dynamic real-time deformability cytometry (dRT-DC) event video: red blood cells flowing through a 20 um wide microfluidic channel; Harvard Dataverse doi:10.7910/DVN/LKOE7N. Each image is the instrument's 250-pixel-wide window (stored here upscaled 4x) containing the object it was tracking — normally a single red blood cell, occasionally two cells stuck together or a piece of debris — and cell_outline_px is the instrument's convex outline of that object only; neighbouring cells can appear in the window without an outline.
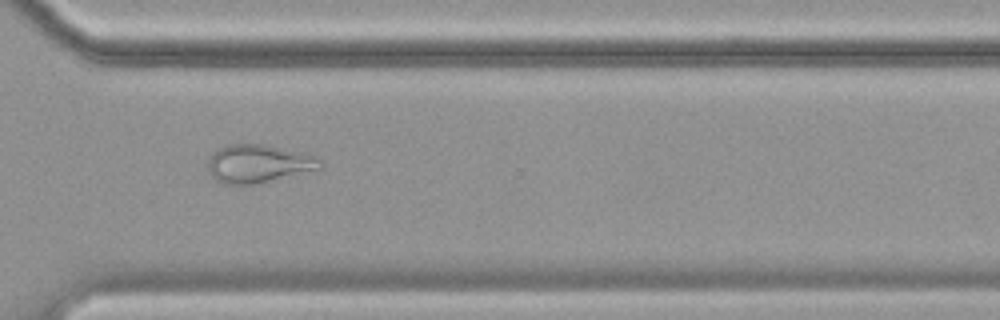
{"species": "common noctule bat (a hibernating species)", "species_latin": "Nyctalus noctula", "temperature_condition": "cold", "stored_images_in_passage": 55, "camera_frame_rate_fps": 3000, "um_per_image_px": 0.085, "animal": {"sex": "female", "body_mass_g": 19.9}, "frame": {"image": 1, "passage_image": 40, "time_ms": 13.0, "image_size_px": [1000, 320], "cell_outline_px": [[324, 168], [252, 184], [220, 184], [208, 172], [208, 156], [216, 148], [228, 144], [264, 144], [308, 152], [324, 160]], "centroid_in_image_um": [21.99, 13.88], "position_along_channel_um": 348.6, "area_um2": 25.55}, "authors_computed_cell_mechanics": {"area_um2": 26.8192, "velocity_mm_per_s": 3.5024, "shape_relaxation_time_tau1_ms": null, "shape_relaxation_time_tau2_ms": 3.1431, "deformation_change_tau1": null, "deformation_change_tau2": 0.1102}}